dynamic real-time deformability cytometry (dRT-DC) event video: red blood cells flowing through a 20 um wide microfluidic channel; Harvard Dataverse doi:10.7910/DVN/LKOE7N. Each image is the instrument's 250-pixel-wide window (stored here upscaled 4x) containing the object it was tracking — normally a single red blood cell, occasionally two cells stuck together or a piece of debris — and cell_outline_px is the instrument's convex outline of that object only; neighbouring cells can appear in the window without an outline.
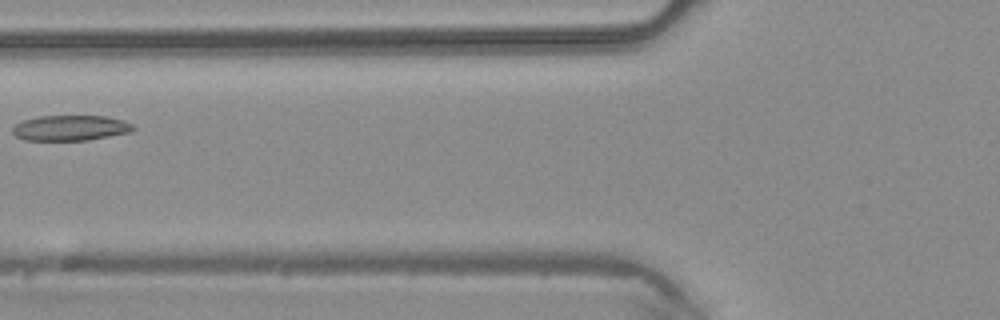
{"species": "common noctule bat (a hibernating species)", "species_latin": "Nyctalus noctula", "temperature_condition": "warm", "stored_images_in_passage": 4, "camera_frame_rate_fps": 3000, "um_per_image_px": 0.085, "animal": {"sex": "male", "body_mass_g": 20.4}, "frame": {"image": 1, "passage_image": 4, "time_ms": 1.0, "image_size_px": [1000, 320], "cell_outline_px": [[136, 128], [132, 132], [88, 140], [24, 140], [16, 136], [12, 132], [12, 128], [16, 124], [24, 120], [40, 116], [108, 116], [124, 120], [132, 124]], "centroid_in_image_um": [6.03, 10.87], "position_along_channel_um": 119.8, "area_um2": 17.92}}